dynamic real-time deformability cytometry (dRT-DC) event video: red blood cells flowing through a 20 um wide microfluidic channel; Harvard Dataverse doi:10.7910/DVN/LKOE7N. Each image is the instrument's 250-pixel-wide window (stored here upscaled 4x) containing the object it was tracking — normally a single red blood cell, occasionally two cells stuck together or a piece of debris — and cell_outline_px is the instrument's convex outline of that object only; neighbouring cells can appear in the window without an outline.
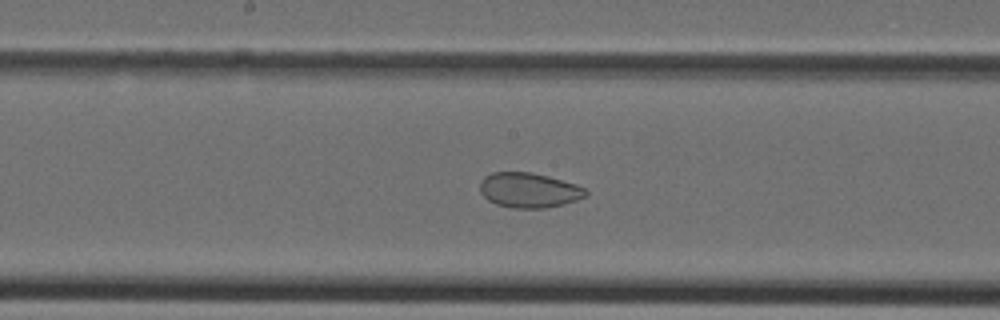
{"species": "Egyptian fruit bat (a non-hibernating species)", "species_latin": "Rousettus aegyptiacus", "temperature_condition": "cold", "stored_images_in_passage": 38, "camera_frame_rate_fps": 3000, "um_per_image_px": 0.085, "animal": {"sex": "female"}, "frame": {"image": 1, "passage_image": 19, "time_ms": 6.0, "image_size_px": [1000, 320], "cell_outline_px": [[588, 196], [564, 204], [544, 208], [512, 208], [496, 204], [488, 200], [480, 192], [480, 180], [484, 176], [492, 172], [532, 172], [548, 176], [576, 184], [584, 188], [588, 192]], "centroid_in_image_um": [44.95, 16.16], "position_along_channel_um": 203.2, "area_um2": 21.68}}
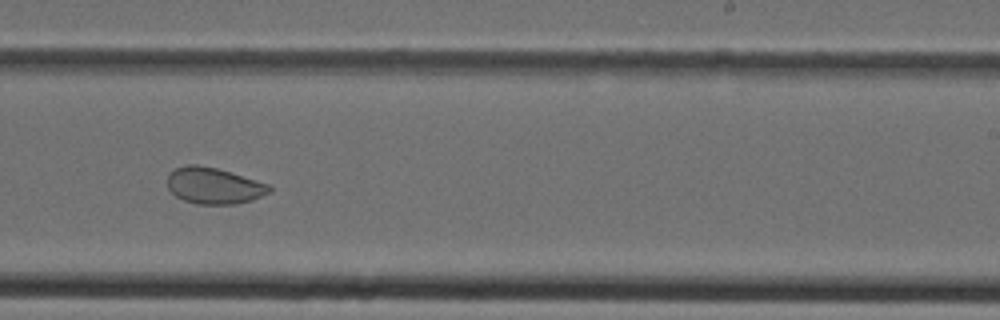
{"frame": {"image": 2, "passage_image": 23, "time_ms": 7.333, "image_size_px": [1000, 320], "cell_outline_px": [[272, 192], [252, 200], [232, 204], [196, 204], [184, 200], [176, 196], [168, 188], [168, 176], [176, 168], [188, 164], [196, 164], [216, 168], [268, 184], [272, 188]], "centroid_in_image_um": [18.19, 15.79], "position_along_channel_um": 270.8, "area_um2": 21.33}}
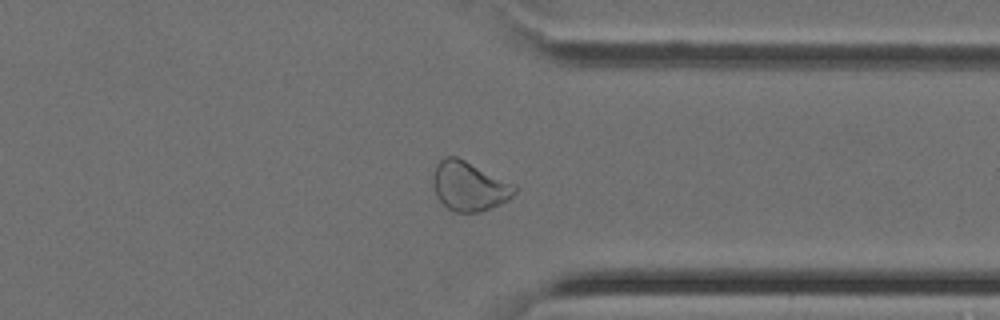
{"frame": {"image": 3, "passage_image": 29, "time_ms": 9.333, "image_size_px": [1000, 320], "cell_outline_px": [[520, 188], [508, 200], [480, 212], [456, 212], [448, 208], [436, 196], [432, 184], [432, 176], [436, 164], [444, 156], [456, 156], [516, 184]], "centroid_in_image_um": [39.89, 15.81], "position_along_channel_um": 371.5, "area_um2": 23.64}}